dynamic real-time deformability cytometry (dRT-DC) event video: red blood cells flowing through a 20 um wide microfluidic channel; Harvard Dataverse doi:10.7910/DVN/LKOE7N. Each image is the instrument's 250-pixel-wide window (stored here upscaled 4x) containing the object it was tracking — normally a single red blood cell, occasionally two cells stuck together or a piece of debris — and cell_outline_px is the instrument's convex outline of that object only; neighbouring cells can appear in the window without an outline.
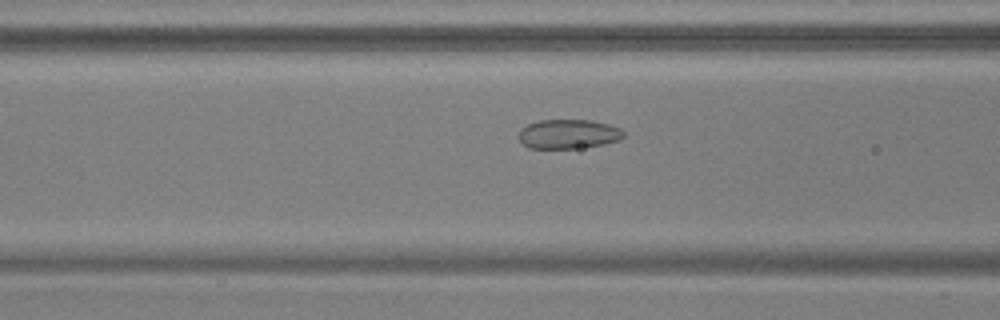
{"species": "common noctule bat (a hibernating species)", "species_latin": "Nyctalus noctula", "temperature_condition": "warm", "stored_images_in_passage": 42, "camera_frame_rate_fps": 3000, "um_per_image_px": 0.085, "animal": {"sex": "male", "body_mass_g": 17.9, "forearm_length_mm": 54.2}, "frame": {"image": 1, "passage_image": 10, "time_ms": 3.0, "image_size_px": [1000, 320], "cell_outline_px": [[624, 136], [620, 140], [604, 144], [576, 148], [528, 148], [520, 140], [520, 128], [528, 124], [540, 120], [592, 120], [608, 124], [620, 128], [624, 132]], "centroid_in_image_um": [48.33, 11.39], "position_along_channel_um": 118.3, "area_um2": 17.86}}
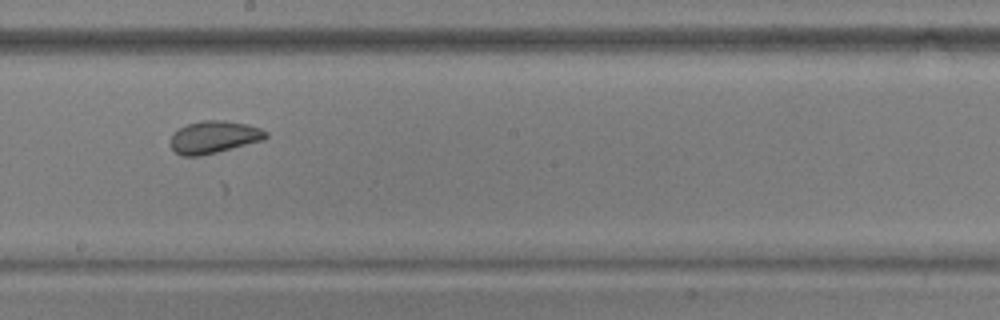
{"frame": {"image": 2, "passage_image": 19, "time_ms": 6.0, "image_size_px": [1000, 320], "cell_outline_px": [[268, 136], [264, 140], [200, 156], [180, 156], [172, 148], [172, 136], [180, 128], [188, 124], [204, 120], [224, 120], [248, 124], [260, 128], [268, 132]], "centroid_in_image_um": [18.23, 11.65], "position_along_channel_um": 230.0, "area_um2": 17.8}}
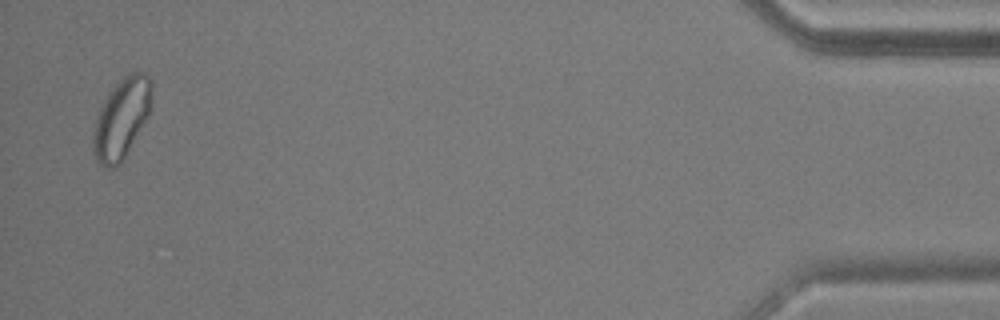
{"frame": {"image": 3, "passage_image": 41, "time_ms": 13.333, "image_size_px": [1000, 320], "cell_outline_px": [[152, 96], [148, 116], [120, 164], [112, 168], [104, 168], [100, 164], [92, 152], [92, 132], [96, 116], [104, 100], [112, 88], [128, 72], [144, 72], [148, 76], [152, 84]], "centroid_in_image_um": [10.31, 10.07], "position_along_channel_um": 424.9, "area_um2": 27.34}, "authors_computed_cell_mechanics": {"area_um2": 18.6983, "velocity_mm_per_s": 3.7261, "shape_relaxation_time_tau1_ms": 4.5566, "shape_relaxation_time_tau2_ms": 1.3292, "deformation_change_tau1": 0.0785, "deformation_change_tau2": 0.0478}}